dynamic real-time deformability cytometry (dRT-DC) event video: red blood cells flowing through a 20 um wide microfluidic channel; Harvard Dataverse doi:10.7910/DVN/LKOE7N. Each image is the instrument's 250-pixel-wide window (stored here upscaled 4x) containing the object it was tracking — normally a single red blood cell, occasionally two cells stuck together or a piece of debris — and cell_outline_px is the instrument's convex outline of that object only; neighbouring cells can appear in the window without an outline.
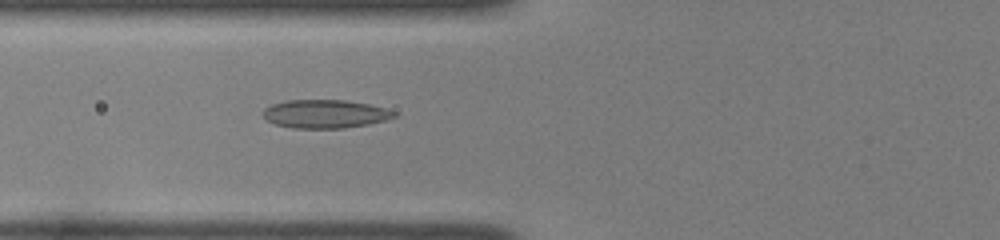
{"species": "common noctule bat (a hibernating species)", "species_latin": "Nyctalus noctula", "temperature_condition": "room temperature", "stored_images_in_passage": 40, "camera_frame_rate_fps": 3000, "um_per_image_px": 0.085, "animal": {"sex": "female", "body_mass_g": 22.0, "forearm_length_mm": 56.7}, "frame": {"image": 1, "passage_image": 10, "time_ms": 3.0, "image_size_px": [1000, 240], "cell_outline_px": [[396, 116], [384, 120], [368, 124], [344, 128], [292, 128], [276, 124], [268, 120], [264, 116], [264, 108], [272, 104], [284, 100], [344, 100], [368, 104], [388, 108], [396, 112]], "centroid_in_image_um": [27.64, 9.67], "position_along_channel_um": 98.2, "area_um2": 21.62}}
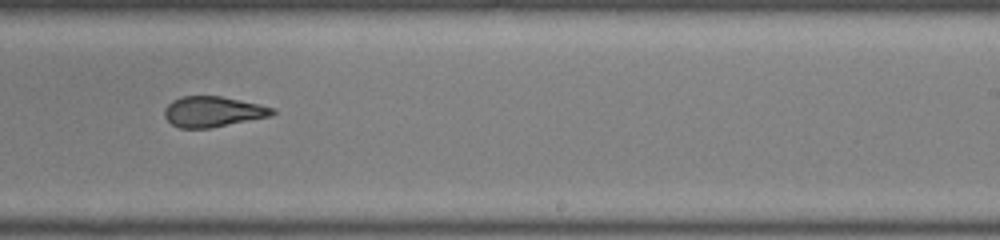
{"frame": {"image": 2, "passage_image": 23, "time_ms": 7.333, "image_size_px": [1000, 240], "cell_outline_px": [[276, 112], [272, 116], [208, 128], [180, 128], [172, 124], [164, 116], [164, 108], [172, 100], [180, 96], [220, 96], [260, 104], [276, 108]], "centroid_in_image_um": [18.11, 9.48], "position_along_channel_um": 270.9, "area_um2": 19.25}}
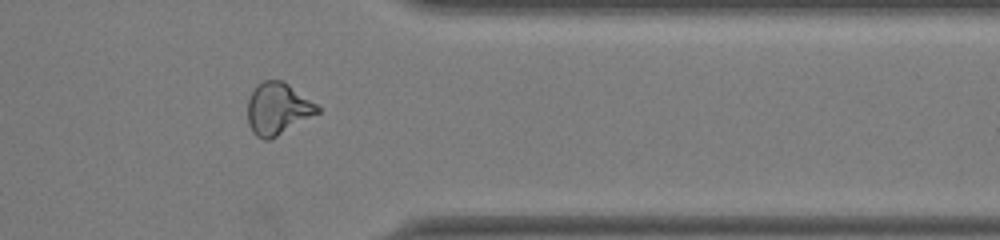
{"frame": {"image": 3, "passage_image": 32, "time_ms": 10.333, "image_size_px": [1000, 240], "cell_outline_px": [[320, 112], [276, 136], [268, 140], [264, 140], [256, 136], [252, 132], [248, 124], [248, 100], [256, 84], [264, 80], [280, 80], [288, 84], [316, 104], [320, 108]], "centroid_in_image_um": [23.58, 9.24], "position_along_channel_um": 387.8, "area_um2": 20.87}, "authors_computed_cell_mechanics": {"area_um2": 20.7791, "velocity_mm_per_s": 3.9902, "shape_relaxation_time_tau1_ms": null, "shape_relaxation_time_tau2_ms": 1.8682, "deformation_change_tau1": null, "deformation_change_tau2": 0.095}}